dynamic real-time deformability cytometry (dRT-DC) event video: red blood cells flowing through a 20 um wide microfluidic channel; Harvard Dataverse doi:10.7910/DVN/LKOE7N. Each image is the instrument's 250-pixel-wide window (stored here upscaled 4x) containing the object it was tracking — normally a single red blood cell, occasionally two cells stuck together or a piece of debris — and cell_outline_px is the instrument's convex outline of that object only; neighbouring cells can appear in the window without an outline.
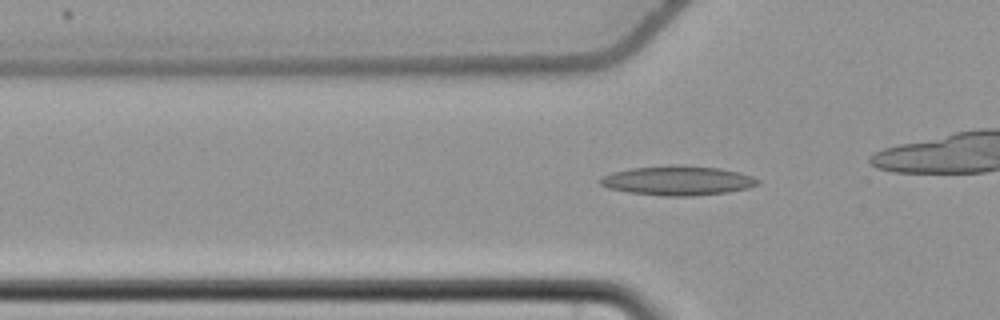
{"species": "common noctule bat (a hibernating species)", "species_latin": "Nyctalus noctula", "temperature_condition": "cold", "stored_images_in_passage": 46, "camera_frame_rate_fps": 3000, "um_per_image_px": 0.085, "animal": {"sex": "female", "body_mass_g": 22.7, "forearm_length_mm": 54.2}, "frame": {"image": 1, "passage_image": 20, "time_ms": 6.333, "image_size_px": [1000, 320], "cell_outline_px": [[760, 184], [748, 188], [728, 192], [692, 196], [660, 196], [628, 192], [608, 188], [600, 184], [596, 180], [600, 176], [612, 172], [632, 168], [720, 168], [752, 176], [760, 180]], "centroid_in_image_um": [57.57, 15.41], "position_along_channel_um": 68.2, "area_um2": 26.01}}
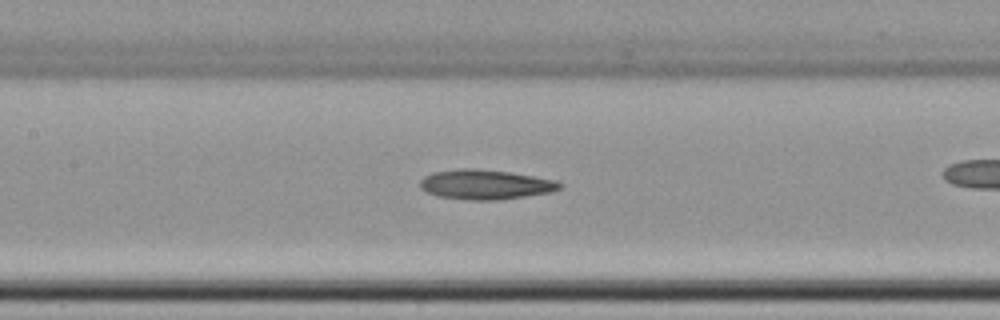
{"frame": {"image": 2, "passage_image": 28, "time_ms": 9.0, "image_size_px": [1000, 320], "cell_outline_px": [[564, 184], [560, 188], [552, 192], [496, 200], [468, 200], [436, 196], [420, 188], [420, 180], [424, 176], [432, 172], [460, 168], [476, 168], [508, 172], [556, 180]], "centroid_in_image_um": [41.23, 15.68], "position_along_channel_um": 166.2, "area_um2": 24.22}}
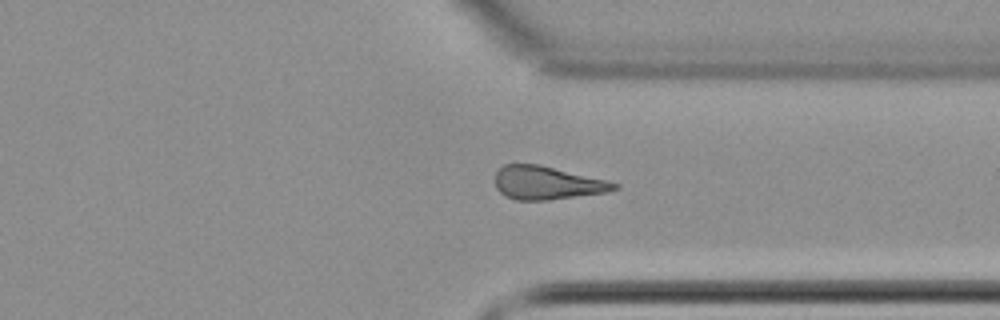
{"frame": {"image": 3, "passage_image": 44, "time_ms": 14.333, "image_size_px": [1000, 320], "cell_outline_px": [[620, 188], [608, 192], [548, 200], [516, 200], [504, 196], [496, 188], [496, 172], [504, 164], [540, 164], [608, 180], [620, 184]], "centroid_in_image_um": [46.53, 15.54], "position_along_channel_um": 364.9, "area_um2": 23.29}}